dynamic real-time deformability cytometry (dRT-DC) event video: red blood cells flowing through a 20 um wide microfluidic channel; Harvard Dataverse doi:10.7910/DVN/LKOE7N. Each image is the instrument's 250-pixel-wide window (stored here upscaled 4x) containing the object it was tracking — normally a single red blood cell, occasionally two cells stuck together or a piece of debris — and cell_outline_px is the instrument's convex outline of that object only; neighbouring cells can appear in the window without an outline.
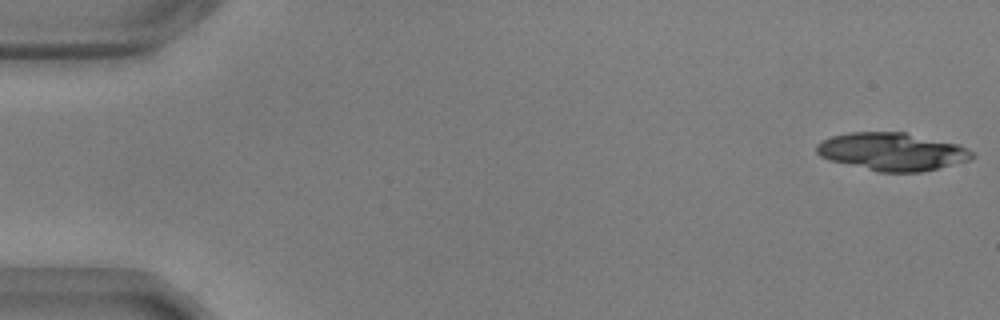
{"species": "common noctule bat (a hibernating species)", "species_latin": "Nyctalus noctula", "temperature_condition": "warm", "stored_images_in_passage": 55, "camera_frame_rate_fps": 3000, "um_per_image_px": 0.085, "animal": {"sex": "male", "body_mass_g": 17.9, "forearm_length_mm": 54.2}, "frame": {"image": 1, "passage_image": 1, "time_ms": 0.0, "image_size_px": [1000, 320], "cell_outline_px": [[976, 156], [972, 160], [924, 172], [876, 172], [828, 160], [820, 156], [816, 152], [816, 144], [832, 136], [848, 132], [904, 132], [960, 144], [968, 148]], "centroid_in_image_um": [75.86, 12.9], "position_along_channel_um": 9.1, "area_um2": 34.8}}
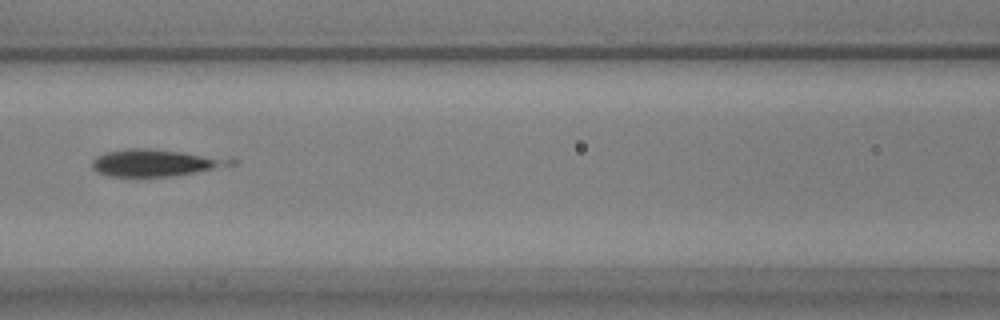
{"frame": {"image": 2, "passage_image": 25, "time_ms": 8.0, "image_size_px": [1000, 320], "cell_outline_px": [[236, 164], [196, 172], [172, 176], [108, 176], [96, 172], [92, 168], [92, 160], [96, 156], [108, 152], [128, 148], [144, 148], [180, 152], [236, 160]], "centroid_in_image_um": [13.12, 13.85], "position_along_channel_um": 153.5, "area_um2": 21.27}}
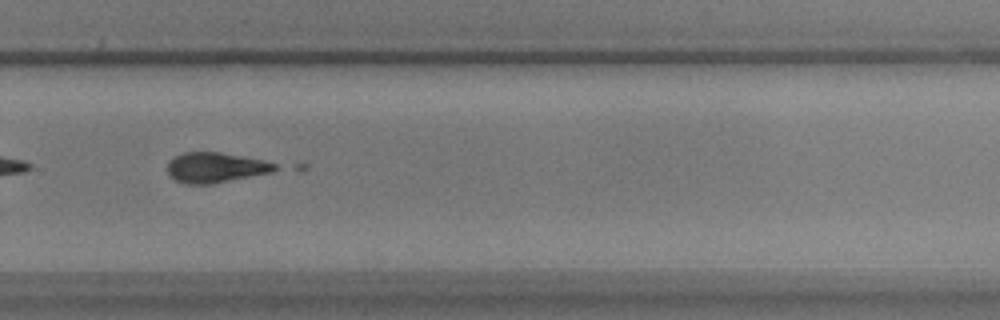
{"frame": {"image": 3, "passage_image": 38, "time_ms": 12.333, "image_size_px": [1000, 320], "cell_outline_px": [[280, 168], [272, 172], [212, 184], [184, 184], [172, 180], [168, 176], [168, 160], [184, 152], [220, 152], [244, 156], [264, 160], [276, 164]], "centroid_in_image_um": [18.3, 14.25], "position_along_channel_um": 311.5, "area_um2": 19.19}}